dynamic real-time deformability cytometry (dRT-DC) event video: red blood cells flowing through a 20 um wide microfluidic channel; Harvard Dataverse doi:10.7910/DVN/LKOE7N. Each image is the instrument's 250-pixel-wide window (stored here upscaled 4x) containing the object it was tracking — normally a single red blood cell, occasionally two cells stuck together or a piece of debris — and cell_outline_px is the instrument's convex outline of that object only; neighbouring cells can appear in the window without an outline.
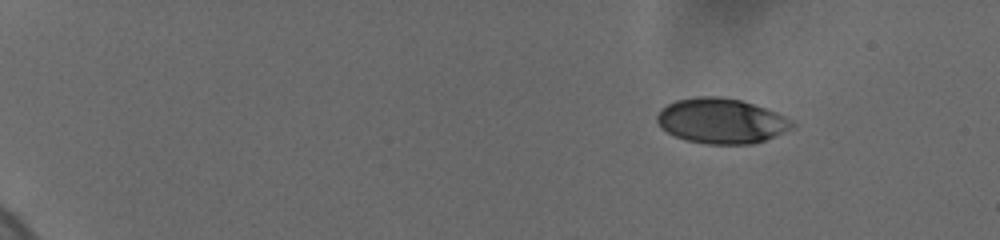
{"species": "human", "species_latin": "Homo sapiens", "temperature_condition": "cold", "stored_images_in_passage": 22, "camera_frame_rate_fps": 3000, "um_per_image_px": 0.085, "donor": {"sex": "female"}, "frame": {"image": 1, "passage_image": 1, "time_ms": 0.0, "image_size_px": [1000, 240], "cell_outline_px": [[796, 124], [792, 128], [764, 140], [752, 144], [708, 144], [688, 140], [676, 136], [660, 128], [656, 120], [656, 116], [660, 108], [676, 100], [696, 96], [720, 96], [740, 100], [776, 112], [784, 116]], "centroid_in_image_um": [61.27, 10.27], "position_along_channel_um": 23.7, "area_um2": 35.37}}
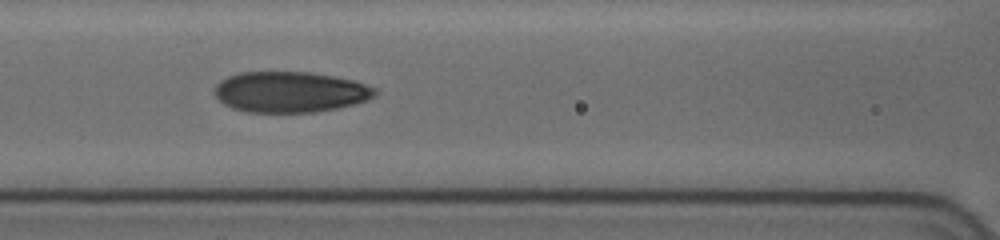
{"frame": {"image": 2, "passage_image": 19, "time_ms": 7.0, "image_size_px": [1000, 240], "cell_outline_px": [[376, 96], [368, 100], [356, 104], [316, 112], [244, 112], [232, 108], [224, 104], [212, 92], [212, 88], [220, 80], [228, 76], [240, 72], [312, 72], [352, 80], [376, 88]], "centroid_in_image_um": [24.63, 7.82], "position_along_channel_um": 142.0, "area_um2": 38.38}}
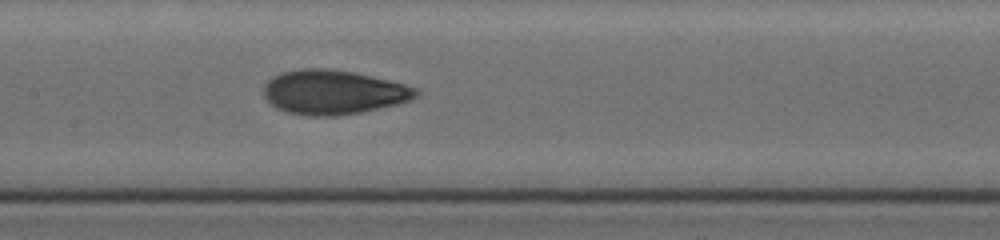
{"frame": {"image": 3, "passage_image": 22, "time_ms": 8.0, "image_size_px": [1000, 240], "cell_outline_px": [[420, 92], [416, 96], [408, 100], [396, 104], [360, 112], [336, 116], [308, 116], [288, 112], [276, 108], [264, 96], [264, 84], [272, 76], [280, 72], [300, 68], [328, 68], [356, 72], [420, 88]], "centroid_in_image_um": [28.31, 7.82], "position_along_channel_um": 179.1, "area_um2": 39.48}}